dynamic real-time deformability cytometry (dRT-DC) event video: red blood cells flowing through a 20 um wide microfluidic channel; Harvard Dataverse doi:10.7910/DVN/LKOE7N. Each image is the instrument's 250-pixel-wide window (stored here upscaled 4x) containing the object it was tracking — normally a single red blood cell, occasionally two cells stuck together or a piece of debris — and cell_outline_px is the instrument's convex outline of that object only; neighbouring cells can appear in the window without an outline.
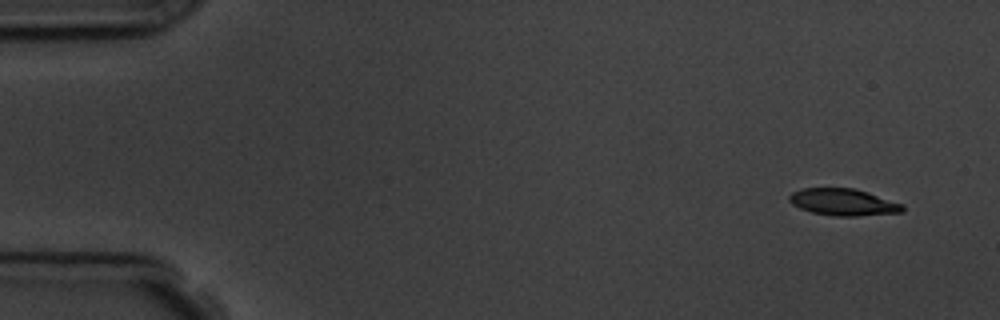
{"species": "common noctule bat (a hibernating species)", "species_latin": "Nyctalus noctula", "temperature_condition": "room temperature", "stored_images_in_passage": 5, "camera_frame_rate_fps": 3000, "um_per_image_px": 0.085, "animal": {"sex": "male", "body_mass_g": 19.5, "forearm_length_mm": 54.6}, "frame": {"image": 1, "passage_image": 1, "time_ms": 0.0, "image_size_px": [1000, 320], "cell_outline_px": [[904, 212], [856, 216], [832, 216], [812, 212], [800, 208], [792, 204], [788, 200], [788, 196], [792, 192], [800, 188], [856, 188], [904, 204]], "centroid_in_image_um": [71.68, 17.18], "position_along_channel_um": 13.3, "area_um2": 17.92}}
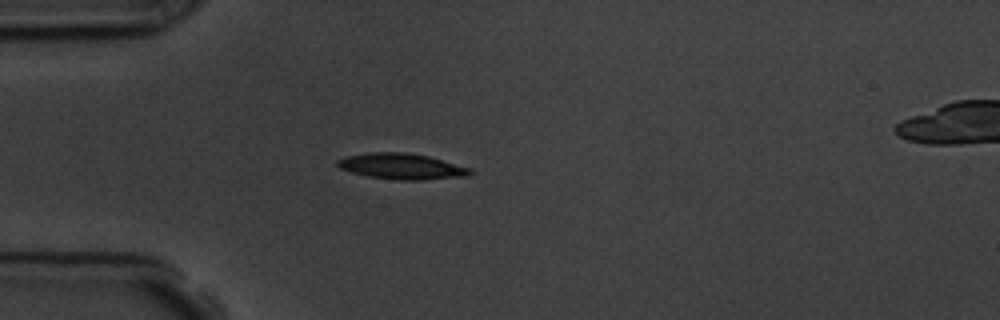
{"frame": {"image": 2, "passage_image": 4, "time_ms": 4.0, "image_size_px": [1000, 320], "cell_outline_px": [[472, 172], [468, 176], [420, 180], [396, 180], [368, 176], [352, 172], [340, 168], [336, 164], [336, 160], [348, 156], [372, 152], [408, 152], [428, 156], [472, 168]], "centroid_in_image_um": [34.16, 14.14], "position_along_channel_um": 50.8, "area_um2": 19.94}}